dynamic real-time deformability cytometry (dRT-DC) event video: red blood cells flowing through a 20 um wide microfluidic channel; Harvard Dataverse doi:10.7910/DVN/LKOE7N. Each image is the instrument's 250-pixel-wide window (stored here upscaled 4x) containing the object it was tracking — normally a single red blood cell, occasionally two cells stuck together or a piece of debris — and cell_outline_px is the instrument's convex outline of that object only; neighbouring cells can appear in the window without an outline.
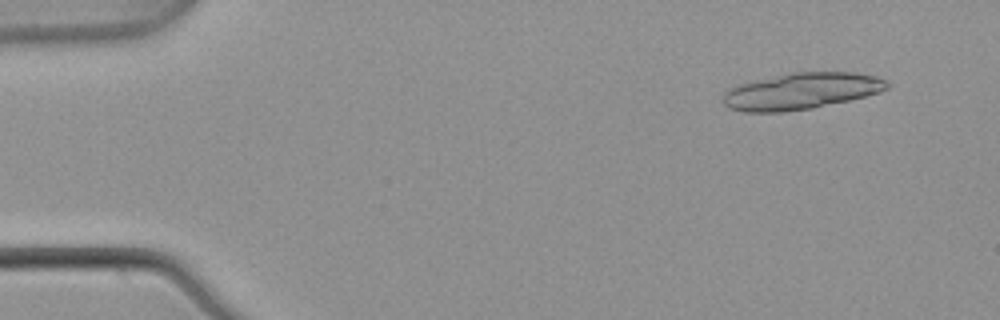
{"species": "common noctule bat (a hibernating species)", "species_latin": "Nyctalus noctula", "temperature_condition": "warm", "stored_images_in_passage": 23, "camera_frame_rate_fps": 3000, "um_per_image_px": 0.085, "animal": {"sex": "male", "body_mass_g": 21.5, "forearm_length_mm": 52.0}, "frame": {"image": 1, "passage_image": 4, "time_ms": 1.0, "image_size_px": [1000, 320], "cell_outline_px": [[892, 84], [888, 88], [880, 92], [848, 100], [812, 108], [784, 112], [744, 112], [728, 108], [724, 104], [724, 92], [728, 88], [740, 84], [792, 72], [852, 72], [876, 76], [888, 80]], "centroid_in_image_um": [68.13, 7.74], "position_along_channel_um": 16.9, "area_um2": 34.8}}